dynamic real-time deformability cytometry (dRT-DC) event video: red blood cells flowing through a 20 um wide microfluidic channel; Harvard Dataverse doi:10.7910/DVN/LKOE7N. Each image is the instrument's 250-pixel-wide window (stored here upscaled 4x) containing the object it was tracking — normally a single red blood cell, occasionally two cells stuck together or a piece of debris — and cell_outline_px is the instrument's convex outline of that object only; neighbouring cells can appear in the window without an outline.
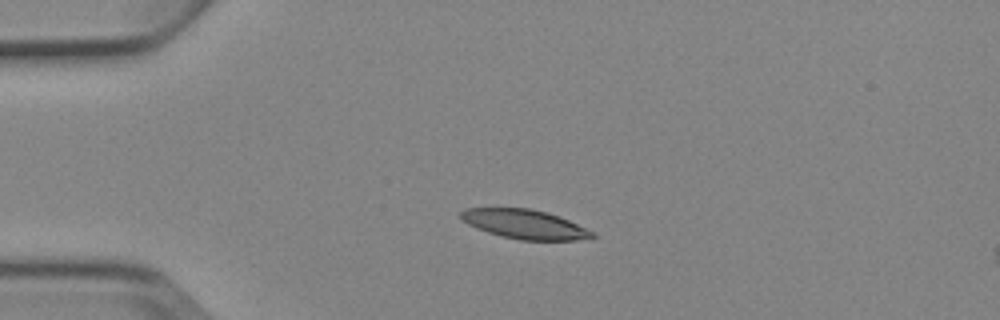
{"species": "Egyptian fruit bat (a non-hibernating species)", "species_latin": "Rousettus aegyptiacus", "temperature_condition": "cold", "stored_images_in_passage": 8, "camera_frame_rate_fps": 3000, "um_per_image_px": 0.085, "animal": {"sex": "female"}, "frame": {"image": 1, "passage_image": 3, "time_ms": 3.0, "image_size_px": [1000, 320], "cell_outline_px": [[596, 236], [592, 240], [520, 240], [488, 232], [476, 228], [460, 220], [460, 212], [464, 208], [528, 208], [548, 212], [568, 220], [592, 232]], "centroid_in_image_um": [44.59, 19.06], "position_along_channel_um": 40.4, "area_um2": 22.37}}
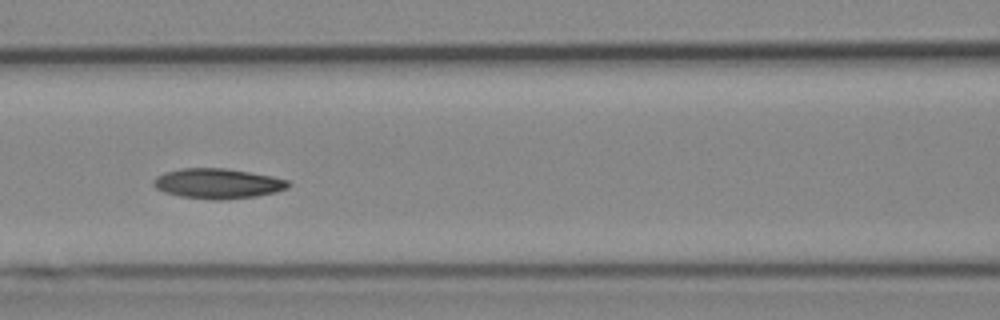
{"frame": {"image": 2, "passage_image": 6, "time_ms": 6.667, "image_size_px": [1000, 320], "cell_outline_px": [[292, 184], [288, 188], [276, 192], [256, 196], [224, 200], [212, 200], [180, 196], [164, 192], [156, 188], [152, 184], [152, 180], [156, 176], [164, 172], [180, 168], [224, 168], [272, 176], [288, 180]], "centroid_in_image_um": [18.49, 15.6], "position_along_channel_um": 148.1, "area_um2": 23.81}}
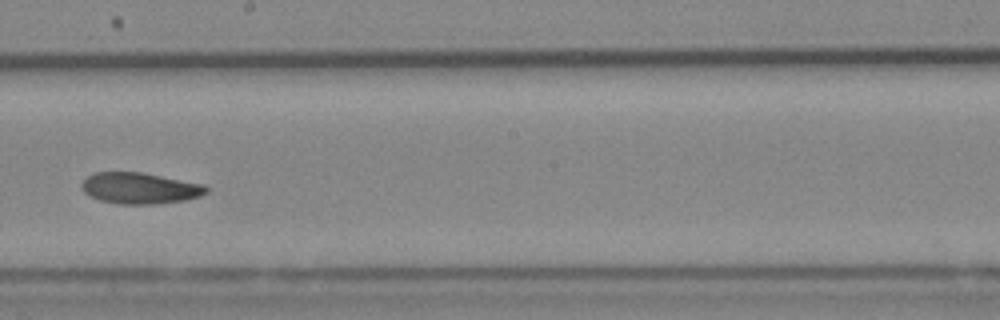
{"frame": {"image": 3, "passage_image": 8, "time_ms": 9.0, "image_size_px": [1000, 320], "cell_outline_px": [[208, 192], [200, 196], [184, 200], [156, 204], [116, 204], [100, 200], [84, 192], [80, 184], [88, 176], [96, 172], [140, 172], [204, 184], [208, 188]], "centroid_in_image_um": [11.89, 16.0], "position_along_channel_um": 236.3, "area_um2": 22.54}}